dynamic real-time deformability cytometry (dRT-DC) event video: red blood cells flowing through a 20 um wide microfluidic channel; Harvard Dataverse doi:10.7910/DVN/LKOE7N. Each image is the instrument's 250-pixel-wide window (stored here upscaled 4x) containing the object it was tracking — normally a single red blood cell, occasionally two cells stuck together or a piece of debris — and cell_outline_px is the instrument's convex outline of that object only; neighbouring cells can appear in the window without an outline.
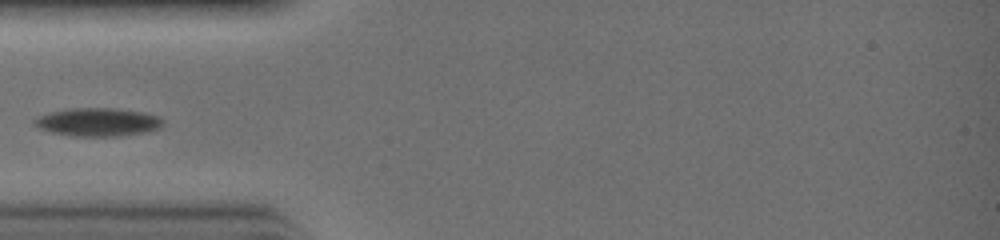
{"species": "common noctule bat (a hibernating species)", "species_latin": "Nyctalus noctula", "temperature_condition": "warm", "stored_images_in_passage": 29, "camera_frame_rate_fps": 3000, "um_per_image_px": 0.085, "animal": {"sex": "female", "body_mass_g": 19.0, "forearm_length_mm": 51.5}, "frame": {"image": 1, "passage_image": 9, "time_ms": 2.667, "image_size_px": [1000, 240], "cell_outline_px": [[164, 124], [160, 128], [120, 136], [72, 136], [52, 132], [40, 128], [32, 124], [32, 120], [36, 116], [68, 108], [116, 108], [144, 112], [160, 116], [164, 120]], "centroid_in_image_um": [8.31, 10.36], "position_along_channel_um": 76.7, "area_um2": 21.27}}
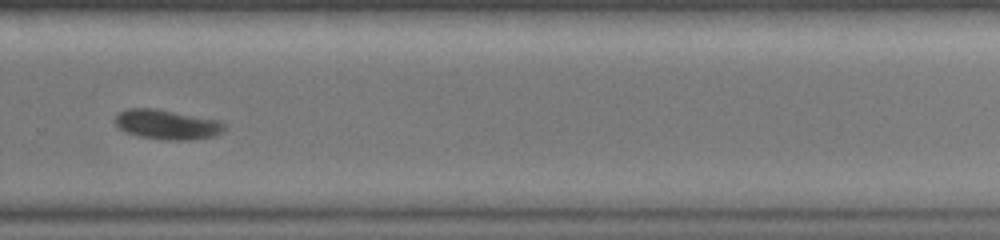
{"frame": {"image": 2, "passage_image": 21, "time_ms": 6.667, "image_size_px": [1000, 240], "cell_outline_px": [[228, 128], [224, 132], [216, 136], [192, 140], [164, 140], [140, 136], [124, 132], [116, 124], [116, 116], [120, 112], [128, 108], [156, 108], [220, 120], [228, 124]], "centroid_in_image_um": [14.3, 10.59], "position_along_channel_um": 315.5, "area_um2": 19.31}}